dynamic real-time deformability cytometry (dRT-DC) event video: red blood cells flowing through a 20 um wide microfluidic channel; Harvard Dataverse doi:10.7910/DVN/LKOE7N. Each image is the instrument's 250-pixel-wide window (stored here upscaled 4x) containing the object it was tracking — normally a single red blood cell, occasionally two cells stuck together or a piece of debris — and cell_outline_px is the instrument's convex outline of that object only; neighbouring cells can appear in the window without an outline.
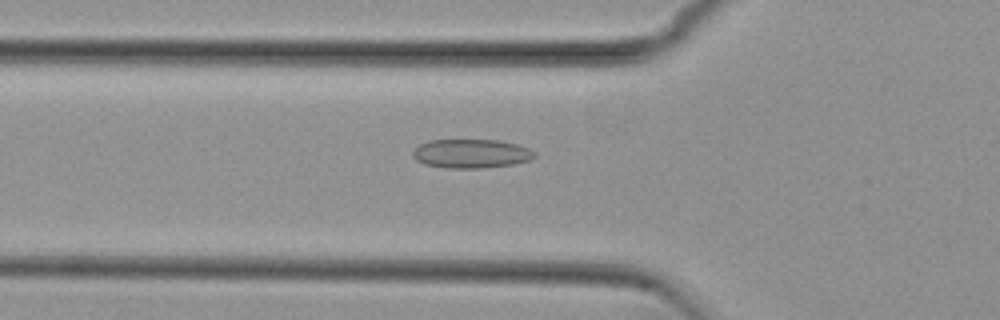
{"species": "common noctule bat (a hibernating species)", "species_latin": "Nyctalus noctula", "temperature_condition": "cold", "stored_images_in_passage": 55, "camera_frame_rate_fps": 3000, "um_per_image_px": 0.085, "animal": {"sex": "female", "body_mass_g": 29.2, "forearm_length_mm": 56.3}, "frame": {"image": 1, "passage_image": 19, "time_ms": 6.0, "image_size_px": [1000, 320], "cell_outline_px": [[536, 156], [532, 160], [512, 164], [480, 168], [444, 168], [424, 164], [416, 160], [412, 156], [412, 152], [420, 144], [428, 140], [500, 140], [516, 144], [528, 148], [536, 152]], "centroid_in_image_um": [40.05, 13.06], "position_along_channel_um": 85.7, "area_um2": 20.63}}
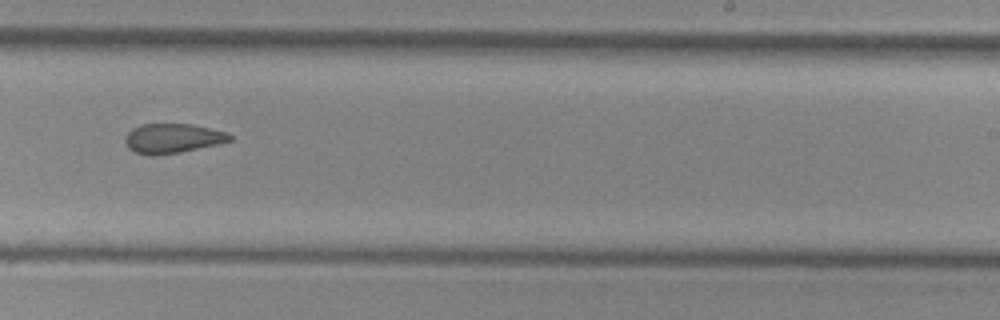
{"frame": {"image": 2, "passage_image": 34, "time_ms": 11.0, "image_size_px": [1000, 320], "cell_outline_px": [[232, 140], [216, 144], [180, 152], [156, 156], [136, 152], [128, 148], [124, 140], [124, 136], [132, 128], [140, 124], [192, 124], [228, 132], [232, 136]], "centroid_in_image_um": [14.65, 11.75], "position_along_channel_um": 274.4, "area_um2": 18.03}}
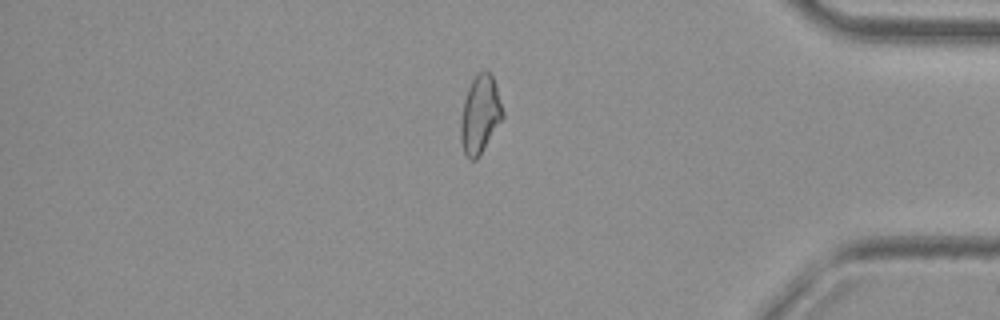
{"frame": {"image": 3, "passage_image": 46, "time_ms": 15.0, "image_size_px": [1000, 320], "cell_outline_px": [[504, 116], [480, 156], [476, 160], [468, 160], [464, 156], [460, 144], [460, 120], [464, 100], [468, 88], [472, 80], [484, 68], [492, 76], [496, 84], [504, 112]], "centroid_in_image_um": [40.79, 9.79], "position_along_channel_um": 394.4, "area_um2": 19.42}, "authors_computed_cell_mechanics": {"area_um2": 19.8832, "velocity_mm_per_s": 3.7653, "shape_relaxation_time_tau1_ms": null, "shape_relaxation_time_tau2_ms": 2.8738, "deformation_change_tau1": null, "deformation_change_tau2": 0.1039}}